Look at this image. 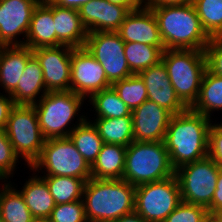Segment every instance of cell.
<instances>
[{
	"mask_svg": "<svg viewBox=\"0 0 222 222\" xmlns=\"http://www.w3.org/2000/svg\"><path fill=\"white\" fill-rule=\"evenodd\" d=\"M212 122L214 121L191 108L172 115L164 143L175 170L208 157Z\"/></svg>",
	"mask_w": 222,
	"mask_h": 222,
	"instance_id": "6da1fadb",
	"label": "cell"
},
{
	"mask_svg": "<svg viewBox=\"0 0 222 222\" xmlns=\"http://www.w3.org/2000/svg\"><path fill=\"white\" fill-rule=\"evenodd\" d=\"M136 186L122 179L85 182L82 200L88 222H112L135 211Z\"/></svg>",
	"mask_w": 222,
	"mask_h": 222,
	"instance_id": "7a4b0ae2",
	"label": "cell"
},
{
	"mask_svg": "<svg viewBox=\"0 0 222 222\" xmlns=\"http://www.w3.org/2000/svg\"><path fill=\"white\" fill-rule=\"evenodd\" d=\"M165 49L205 50L210 37L203 30L193 4L151 8Z\"/></svg>",
	"mask_w": 222,
	"mask_h": 222,
	"instance_id": "3957f363",
	"label": "cell"
},
{
	"mask_svg": "<svg viewBox=\"0 0 222 222\" xmlns=\"http://www.w3.org/2000/svg\"><path fill=\"white\" fill-rule=\"evenodd\" d=\"M84 97L69 91H48L36 104L34 108L37 113L38 123L44 138H63L82 124L87 117L80 115ZM78 114V115H77ZM77 118L76 125L71 121ZM72 127H68L71 124Z\"/></svg>",
	"mask_w": 222,
	"mask_h": 222,
	"instance_id": "277c9868",
	"label": "cell"
},
{
	"mask_svg": "<svg viewBox=\"0 0 222 222\" xmlns=\"http://www.w3.org/2000/svg\"><path fill=\"white\" fill-rule=\"evenodd\" d=\"M175 175L164 141H133L126 149L122 180L134 186Z\"/></svg>",
	"mask_w": 222,
	"mask_h": 222,
	"instance_id": "5b68a950",
	"label": "cell"
},
{
	"mask_svg": "<svg viewBox=\"0 0 222 222\" xmlns=\"http://www.w3.org/2000/svg\"><path fill=\"white\" fill-rule=\"evenodd\" d=\"M163 62L177 97L191 108L198 99L201 82L207 70L205 52L202 50L165 49Z\"/></svg>",
	"mask_w": 222,
	"mask_h": 222,
	"instance_id": "8992f818",
	"label": "cell"
},
{
	"mask_svg": "<svg viewBox=\"0 0 222 222\" xmlns=\"http://www.w3.org/2000/svg\"><path fill=\"white\" fill-rule=\"evenodd\" d=\"M29 168L35 173L45 172L43 176L77 177L85 182L91 178V166L69 137L47 139Z\"/></svg>",
	"mask_w": 222,
	"mask_h": 222,
	"instance_id": "52a82bcc",
	"label": "cell"
},
{
	"mask_svg": "<svg viewBox=\"0 0 222 222\" xmlns=\"http://www.w3.org/2000/svg\"><path fill=\"white\" fill-rule=\"evenodd\" d=\"M4 130L15 153L30 167L46 141L34 105H15Z\"/></svg>",
	"mask_w": 222,
	"mask_h": 222,
	"instance_id": "ba28073f",
	"label": "cell"
},
{
	"mask_svg": "<svg viewBox=\"0 0 222 222\" xmlns=\"http://www.w3.org/2000/svg\"><path fill=\"white\" fill-rule=\"evenodd\" d=\"M220 166L209 156L175 170L181 201L208 208L216 190Z\"/></svg>",
	"mask_w": 222,
	"mask_h": 222,
	"instance_id": "9c48e42d",
	"label": "cell"
},
{
	"mask_svg": "<svg viewBox=\"0 0 222 222\" xmlns=\"http://www.w3.org/2000/svg\"><path fill=\"white\" fill-rule=\"evenodd\" d=\"M181 202L175 175L136 186L135 212L147 222H164Z\"/></svg>",
	"mask_w": 222,
	"mask_h": 222,
	"instance_id": "30bf717a",
	"label": "cell"
},
{
	"mask_svg": "<svg viewBox=\"0 0 222 222\" xmlns=\"http://www.w3.org/2000/svg\"><path fill=\"white\" fill-rule=\"evenodd\" d=\"M124 46L125 42L117 32H90L86 38L84 47L101 64L111 84L133 75Z\"/></svg>",
	"mask_w": 222,
	"mask_h": 222,
	"instance_id": "8fae6325",
	"label": "cell"
},
{
	"mask_svg": "<svg viewBox=\"0 0 222 222\" xmlns=\"http://www.w3.org/2000/svg\"><path fill=\"white\" fill-rule=\"evenodd\" d=\"M101 64L85 47L73 48L71 55V91L86 98L111 87Z\"/></svg>",
	"mask_w": 222,
	"mask_h": 222,
	"instance_id": "7c38bea8",
	"label": "cell"
},
{
	"mask_svg": "<svg viewBox=\"0 0 222 222\" xmlns=\"http://www.w3.org/2000/svg\"><path fill=\"white\" fill-rule=\"evenodd\" d=\"M73 47H39L32 50L38 60L47 91L71 90V55Z\"/></svg>",
	"mask_w": 222,
	"mask_h": 222,
	"instance_id": "4fadbf2b",
	"label": "cell"
},
{
	"mask_svg": "<svg viewBox=\"0 0 222 222\" xmlns=\"http://www.w3.org/2000/svg\"><path fill=\"white\" fill-rule=\"evenodd\" d=\"M38 3L37 0H0V46L25 45ZM20 35L22 40L18 39Z\"/></svg>",
	"mask_w": 222,
	"mask_h": 222,
	"instance_id": "5bb4252c",
	"label": "cell"
},
{
	"mask_svg": "<svg viewBox=\"0 0 222 222\" xmlns=\"http://www.w3.org/2000/svg\"><path fill=\"white\" fill-rule=\"evenodd\" d=\"M134 141H164L172 113L153 101L146 100L132 110Z\"/></svg>",
	"mask_w": 222,
	"mask_h": 222,
	"instance_id": "9a60e30c",
	"label": "cell"
},
{
	"mask_svg": "<svg viewBox=\"0 0 222 222\" xmlns=\"http://www.w3.org/2000/svg\"><path fill=\"white\" fill-rule=\"evenodd\" d=\"M117 33L125 43L164 46L157 19L153 11L145 6L129 11Z\"/></svg>",
	"mask_w": 222,
	"mask_h": 222,
	"instance_id": "2e32d148",
	"label": "cell"
},
{
	"mask_svg": "<svg viewBox=\"0 0 222 222\" xmlns=\"http://www.w3.org/2000/svg\"><path fill=\"white\" fill-rule=\"evenodd\" d=\"M129 10L108 0H91L78 9L88 33L117 32Z\"/></svg>",
	"mask_w": 222,
	"mask_h": 222,
	"instance_id": "e0dca14e",
	"label": "cell"
},
{
	"mask_svg": "<svg viewBox=\"0 0 222 222\" xmlns=\"http://www.w3.org/2000/svg\"><path fill=\"white\" fill-rule=\"evenodd\" d=\"M145 82L148 100L164 107L173 115L181 113L187 107L177 97L162 61L139 73Z\"/></svg>",
	"mask_w": 222,
	"mask_h": 222,
	"instance_id": "ac0fdd59",
	"label": "cell"
},
{
	"mask_svg": "<svg viewBox=\"0 0 222 222\" xmlns=\"http://www.w3.org/2000/svg\"><path fill=\"white\" fill-rule=\"evenodd\" d=\"M53 20L56 47L67 45L81 48L85 46L88 31L82 23L78 10L53 5Z\"/></svg>",
	"mask_w": 222,
	"mask_h": 222,
	"instance_id": "d6986e66",
	"label": "cell"
},
{
	"mask_svg": "<svg viewBox=\"0 0 222 222\" xmlns=\"http://www.w3.org/2000/svg\"><path fill=\"white\" fill-rule=\"evenodd\" d=\"M32 50L26 45L0 46V86L10 94L32 57Z\"/></svg>",
	"mask_w": 222,
	"mask_h": 222,
	"instance_id": "ffe728a7",
	"label": "cell"
},
{
	"mask_svg": "<svg viewBox=\"0 0 222 222\" xmlns=\"http://www.w3.org/2000/svg\"><path fill=\"white\" fill-rule=\"evenodd\" d=\"M25 45L31 50L39 47H56L53 4L48 0L39 2L35 7Z\"/></svg>",
	"mask_w": 222,
	"mask_h": 222,
	"instance_id": "44dd1931",
	"label": "cell"
},
{
	"mask_svg": "<svg viewBox=\"0 0 222 222\" xmlns=\"http://www.w3.org/2000/svg\"><path fill=\"white\" fill-rule=\"evenodd\" d=\"M47 92L42 68L38 60L32 56L27 61L17 87L9 95L13 98L15 105H34Z\"/></svg>",
	"mask_w": 222,
	"mask_h": 222,
	"instance_id": "7402d4cb",
	"label": "cell"
},
{
	"mask_svg": "<svg viewBox=\"0 0 222 222\" xmlns=\"http://www.w3.org/2000/svg\"><path fill=\"white\" fill-rule=\"evenodd\" d=\"M127 147L104 143L96 161L91 166V178L122 179Z\"/></svg>",
	"mask_w": 222,
	"mask_h": 222,
	"instance_id": "603a6c76",
	"label": "cell"
},
{
	"mask_svg": "<svg viewBox=\"0 0 222 222\" xmlns=\"http://www.w3.org/2000/svg\"><path fill=\"white\" fill-rule=\"evenodd\" d=\"M19 190L34 218H49L55 207V201L49 192L47 183L40 176H32Z\"/></svg>",
	"mask_w": 222,
	"mask_h": 222,
	"instance_id": "cb8c5ba5",
	"label": "cell"
},
{
	"mask_svg": "<svg viewBox=\"0 0 222 222\" xmlns=\"http://www.w3.org/2000/svg\"><path fill=\"white\" fill-rule=\"evenodd\" d=\"M10 182L0 184V218L5 222H32L34 217L23 195Z\"/></svg>",
	"mask_w": 222,
	"mask_h": 222,
	"instance_id": "d4e9b609",
	"label": "cell"
},
{
	"mask_svg": "<svg viewBox=\"0 0 222 222\" xmlns=\"http://www.w3.org/2000/svg\"><path fill=\"white\" fill-rule=\"evenodd\" d=\"M191 109L211 118L214 111L222 110V76L205 71L198 99ZM213 111V112H212Z\"/></svg>",
	"mask_w": 222,
	"mask_h": 222,
	"instance_id": "484cf974",
	"label": "cell"
},
{
	"mask_svg": "<svg viewBox=\"0 0 222 222\" xmlns=\"http://www.w3.org/2000/svg\"><path fill=\"white\" fill-rule=\"evenodd\" d=\"M104 143L128 147L134 141L132 116L99 118L91 121Z\"/></svg>",
	"mask_w": 222,
	"mask_h": 222,
	"instance_id": "4316f807",
	"label": "cell"
},
{
	"mask_svg": "<svg viewBox=\"0 0 222 222\" xmlns=\"http://www.w3.org/2000/svg\"><path fill=\"white\" fill-rule=\"evenodd\" d=\"M90 120L88 118L82 124L76 126L68 137L87 163L92 166L104 142L97 128Z\"/></svg>",
	"mask_w": 222,
	"mask_h": 222,
	"instance_id": "83f0119b",
	"label": "cell"
},
{
	"mask_svg": "<svg viewBox=\"0 0 222 222\" xmlns=\"http://www.w3.org/2000/svg\"><path fill=\"white\" fill-rule=\"evenodd\" d=\"M164 46H152L136 42L125 43L124 54L130 71L139 74L141 71L161 61Z\"/></svg>",
	"mask_w": 222,
	"mask_h": 222,
	"instance_id": "f1b7e54d",
	"label": "cell"
},
{
	"mask_svg": "<svg viewBox=\"0 0 222 222\" xmlns=\"http://www.w3.org/2000/svg\"><path fill=\"white\" fill-rule=\"evenodd\" d=\"M95 110L96 119L99 118H120L132 116V111L120 99L118 93L111 86L94 93L88 100ZM97 113V114H96Z\"/></svg>",
	"mask_w": 222,
	"mask_h": 222,
	"instance_id": "f546056e",
	"label": "cell"
},
{
	"mask_svg": "<svg viewBox=\"0 0 222 222\" xmlns=\"http://www.w3.org/2000/svg\"><path fill=\"white\" fill-rule=\"evenodd\" d=\"M47 183L55 204L82 200L85 181L77 177L41 176Z\"/></svg>",
	"mask_w": 222,
	"mask_h": 222,
	"instance_id": "4dcf8cb0",
	"label": "cell"
},
{
	"mask_svg": "<svg viewBox=\"0 0 222 222\" xmlns=\"http://www.w3.org/2000/svg\"><path fill=\"white\" fill-rule=\"evenodd\" d=\"M203 30L210 38H222V0H194Z\"/></svg>",
	"mask_w": 222,
	"mask_h": 222,
	"instance_id": "1f68e13d",
	"label": "cell"
},
{
	"mask_svg": "<svg viewBox=\"0 0 222 222\" xmlns=\"http://www.w3.org/2000/svg\"><path fill=\"white\" fill-rule=\"evenodd\" d=\"M120 99L132 111L148 99L144 80L139 74H133L112 84Z\"/></svg>",
	"mask_w": 222,
	"mask_h": 222,
	"instance_id": "d6a6232c",
	"label": "cell"
},
{
	"mask_svg": "<svg viewBox=\"0 0 222 222\" xmlns=\"http://www.w3.org/2000/svg\"><path fill=\"white\" fill-rule=\"evenodd\" d=\"M209 218L204 206L181 201L164 222H206Z\"/></svg>",
	"mask_w": 222,
	"mask_h": 222,
	"instance_id": "836d02e7",
	"label": "cell"
},
{
	"mask_svg": "<svg viewBox=\"0 0 222 222\" xmlns=\"http://www.w3.org/2000/svg\"><path fill=\"white\" fill-rule=\"evenodd\" d=\"M49 219L51 222H88L83 200L55 205Z\"/></svg>",
	"mask_w": 222,
	"mask_h": 222,
	"instance_id": "e575fe53",
	"label": "cell"
},
{
	"mask_svg": "<svg viewBox=\"0 0 222 222\" xmlns=\"http://www.w3.org/2000/svg\"><path fill=\"white\" fill-rule=\"evenodd\" d=\"M20 158L14 151L5 130H0V181L4 182L14 174L16 164ZM6 179V180H5Z\"/></svg>",
	"mask_w": 222,
	"mask_h": 222,
	"instance_id": "d590c367",
	"label": "cell"
},
{
	"mask_svg": "<svg viewBox=\"0 0 222 222\" xmlns=\"http://www.w3.org/2000/svg\"><path fill=\"white\" fill-rule=\"evenodd\" d=\"M204 52L207 69L216 75L222 76V38H210Z\"/></svg>",
	"mask_w": 222,
	"mask_h": 222,
	"instance_id": "8d00e7d4",
	"label": "cell"
},
{
	"mask_svg": "<svg viewBox=\"0 0 222 222\" xmlns=\"http://www.w3.org/2000/svg\"><path fill=\"white\" fill-rule=\"evenodd\" d=\"M208 156L222 166V123L215 122L209 130Z\"/></svg>",
	"mask_w": 222,
	"mask_h": 222,
	"instance_id": "74e56055",
	"label": "cell"
},
{
	"mask_svg": "<svg viewBox=\"0 0 222 222\" xmlns=\"http://www.w3.org/2000/svg\"><path fill=\"white\" fill-rule=\"evenodd\" d=\"M14 106V100L9 94L3 95L0 93V130L5 129L10 112Z\"/></svg>",
	"mask_w": 222,
	"mask_h": 222,
	"instance_id": "f35d334b",
	"label": "cell"
},
{
	"mask_svg": "<svg viewBox=\"0 0 222 222\" xmlns=\"http://www.w3.org/2000/svg\"><path fill=\"white\" fill-rule=\"evenodd\" d=\"M210 217L222 211V166H220L216 190L211 205L207 208Z\"/></svg>",
	"mask_w": 222,
	"mask_h": 222,
	"instance_id": "ab89813d",
	"label": "cell"
},
{
	"mask_svg": "<svg viewBox=\"0 0 222 222\" xmlns=\"http://www.w3.org/2000/svg\"><path fill=\"white\" fill-rule=\"evenodd\" d=\"M193 3L194 0H149L148 4L145 7L151 9L159 6L184 5V4H193Z\"/></svg>",
	"mask_w": 222,
	"mask_h": 222,
	"instance_id": "60d3db41",
	"label": "cell"
},
{
	"mask_svg": "<svg viewBox=\"0 0 222 222\" xmlns=\"http://www.w3.org/2000/svg\"><path fill=\"white\" fill-rule=\"evenodd\" d=\"M51 4L64 8H71L78 10L82 5L91 0H48Z\"/></svg>",
	"mask_w": 222,
	"mask_h": 222,
	"instance_id": "b9f144b4",
	"label": "cell"
},
{
	"mask_svg": "<svg viewBox=\"0 0 222 222\" xmlns=\"http://www.w3.org/2000/svg\"><path fill=\"white\" fill-rule=\"evenodd\" d=\"M112 222H147L135 211L128 215H124Z\"/></svg>",
	"mask_w": 222,
	"mask_h": 222,
	"instance_id": "7bdbcfd3",
	"label": "cell"
},
{
	"mask_svg": "<svg viewBox=\"0 0 222 222\" xmlns=\"http://www.w3.org/2000/svg\"><path fill=\"white\" fill-rule=\"evenodd\" d=\"M108 1L117 5L125 6L129 11L140 7L134 0H108Z\"/></svg>",
	"mask_w": 222,
	"mask_h": 222,
	"instance_id": "ee69618b",
	"label": "cell"
},
{
	"mask_svg": "<svg viewBox=\"0 0 222 222\" xmlns=\"http://www.w3.org/2000/svg\"><path fill=\"white\" fill-rule=\"evenodd\" d=\"M212 218L214 222H222V211L216 213Z\"/></svg>",
	"mask_w": 222,
	"mask_h": 222,
	"instance_id": "f6af8a7d",
	"label": "cell"
},
{
	"mask_svg": "<svg viewBox=\"0 0 222 222\" xmlns=\"http://www.w3.org/2000/svg\"><path fill=\"white\" fill-rule=\"evenodd\" d=\"M32 222H51L49 218H34Z\"/></svg>",
	"mask_w": 222,
	"mask_h": 222,
	"instance_id": "bcb514c9",
	"label": "cell"
},
{
	"mask_svg": "<svg viewBox=\"0 0 222 222\" xmlns=\"http://www.w3.org/2000/svg\"><path fill=\"white\" fill-rule=\"evenodd\" d=\"M139 6H146L149 0H134Z\"/></svg>",
	"mask_w": 222,
	"mask_h": 222,
	"instance_id": "7dc6e473",
	"label": "cell"
},
{
	"mask_svg": "<svg viewBox=\"0 0 222 222\" xmlns=\"http://www.w3.org/2000/svg\"><path fill=\"white\" fill-rule=\"evenodd\" d=\"M206 222H214V220L212 217H210Z\"/></svg>",
	"mask_w": 222,
	"mask_h": 222,
	"instance_id": "c3c4849f",
	"label": "cell"
}]
</instances>
